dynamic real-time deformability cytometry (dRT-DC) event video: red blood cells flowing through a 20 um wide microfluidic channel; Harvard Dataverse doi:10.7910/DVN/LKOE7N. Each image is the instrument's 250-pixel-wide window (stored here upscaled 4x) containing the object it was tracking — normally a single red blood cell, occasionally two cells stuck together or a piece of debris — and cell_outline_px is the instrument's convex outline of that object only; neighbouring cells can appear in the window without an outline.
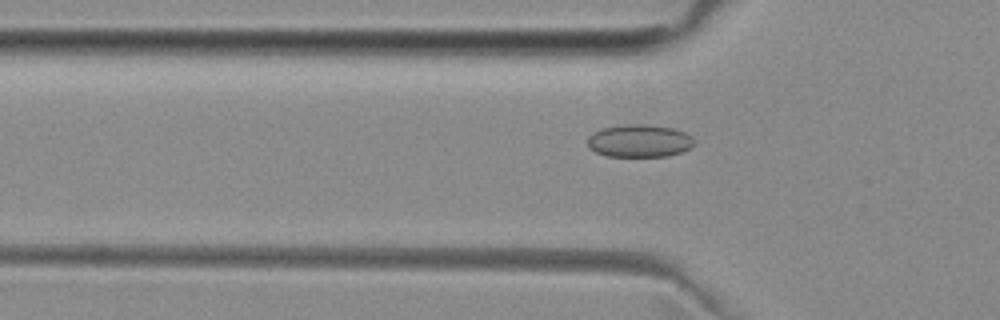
{"species": "common noctule bat (a hibernating species)", "species_latin": "Nyctalus noctula", "temperature_condition": "room temperature", "stored_images_in_passage": 46, "camera_frame_rate_fps": 3000, "um_per_image_px": 0.085, "animal": {"sex": "female", "body_mass_g": 29.2, "forearm_length_mm": 56.3}, "frame": {"image": 1, "passage_image": 17, "time_ms": 5.333, "image_size_px": [1000, 320], "cell_outline_px": [[692, 148], [668, 156], [608, 156], [596, 152], [588, 148], [588, 136], [592, 132], [604, 128], [628, 124], [644, 124], [676, 128], [692, 136]], "centroid_in_image_um": [54.34, 11.97], "position_along_channel_um": 71.5, "area_um2": 20.29}}
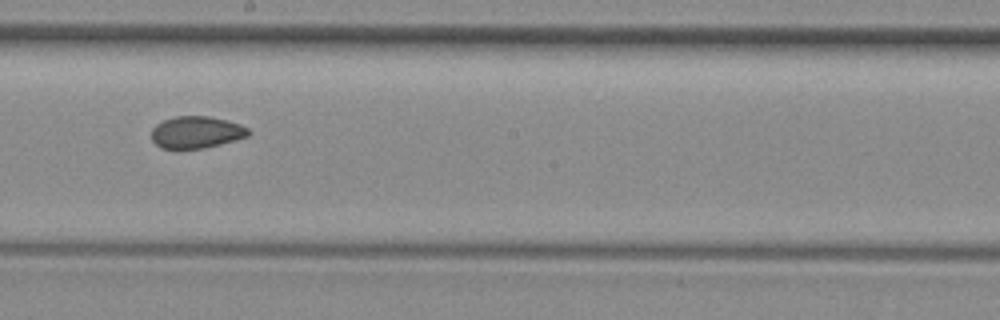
{"frame": {"image": 2, "passage_image": 29, "time_ms": 9.333, "image_size_px": [1000, 320], "cell_outline_px": [[252, 132], [248, 136], [220, 144], [204, 148], [176, 152], [160, 148], [152, 140], [152, 128], [156, 124], [164, 120], [176, 116], [208, 116], [240, 124], [248, 128]], "centroid_in_image_um": [16.64, 11.29], "position_along_channel_um": 231.6, "area_um2": 18.55}}
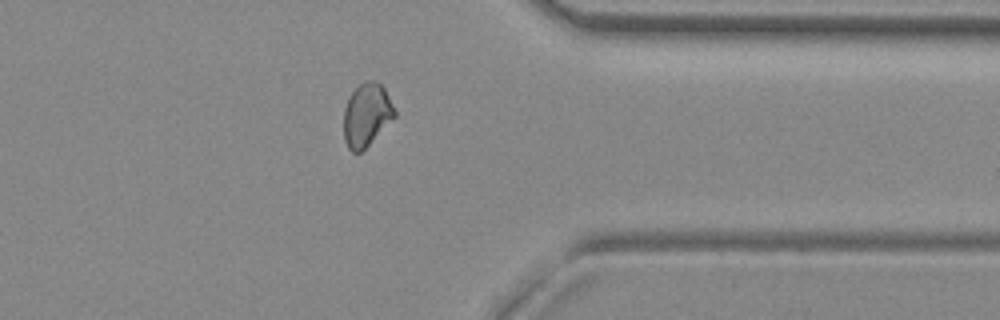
{"frame": {"image": 3, "passage_image": 41, "time_ms": 13.333, "image_size_px": [1000, 320], "cell_outline_px": [[396, 116], [360, 152], [352, 152], [348, 148], [344, 140], [344, 108], [348, 96], [364, 80], [376, 80], [384, 88], [396, 112]], "centroid_in_image_um": [31.14, 9.74], "position_along_channel_um": 380.3, "area_um2": 18.55}}